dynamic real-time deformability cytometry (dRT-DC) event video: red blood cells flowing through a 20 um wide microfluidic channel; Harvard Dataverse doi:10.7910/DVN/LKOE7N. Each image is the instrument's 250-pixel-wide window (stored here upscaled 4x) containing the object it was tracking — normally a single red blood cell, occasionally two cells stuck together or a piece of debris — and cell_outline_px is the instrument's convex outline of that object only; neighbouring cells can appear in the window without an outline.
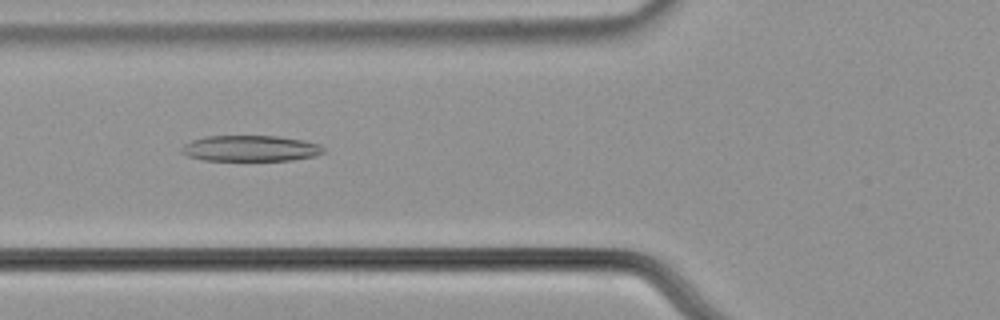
{"species": "common noctule bat (a hibernating species)", "species_latin": "Nyctalus noctula", "temperature_condition": "cold", "stored_images_in_passage": 40, "camera_frame_rate_fps": 3000, "um_per_image_px": 0.085, "animal": {"sex": "male", "body_mass_g": 21.5, "forearm_length_mm": 52.0}, "frame": {"image": 1, "passage_image": 6, "time_ms": 1.667, "image_size_px": [1000, 320], "cell_outline_px": [[324, 152], [316, 156], [292, 160], [204, 160], [188, 156], [180, 152], [180, 148], [184, 144], [192, 140], [204, 136], [280, 136], [304, 140], [320, 144], [324, 148]], "centroid_in_image_um": [21.3, 12.61], "position_along_channel_um": 104.5, "area_um2": 21.56}}
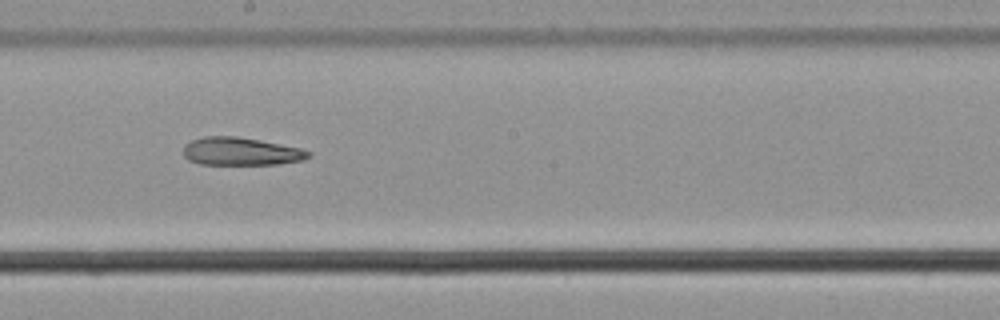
{"frame": {"image": 2, "passage_image": 16, "time_ms": 5.0, "image_size_px": [1000, 320], "cell_outline_px": [[312, 156], [304, 160], [276, 164], [200, 164], [188, 160], [184, 156], [184, 144], [192, 140], [204, 136], [236, 136], [260, 140], [300, 148], [312, 152]], "centroid_in_image_um": [20.48, 12.87], "position_along_channel_um": 227.7, "area_um2": 20.4}}
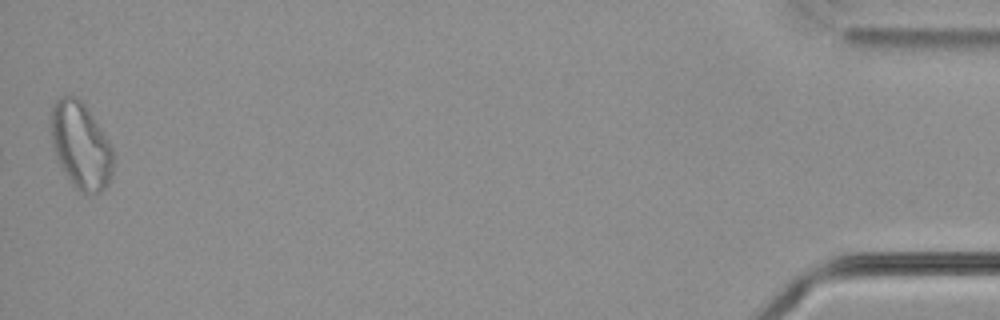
{"frame": {"image": 3, "passage_image": 40, "time_ms": 13.0, "image_size_px": [1000, 320], "cell_outline_px": [[112, 176], [108, 184], [100, 192], [88, 196], [80, 192], [72, 184], [60, 164], [56, 156], [52, 144], [48, 116], [52, 104], [60, 96], [76, 96], [84, 104], [108, 140], [112, 148]], "centroid_in_image_um": [6.82, 12.37], "position_along_channel_um": 428.4, "area_um2": 31.62}, "authors_computed_cell_mechanics": {"area_um2": 22.1663, "velocity_mm_per_s": 3.6951, "shape_relaxation_time_tau1_ms": null, "shape_relaxation_time_tau2_ms": 3.1696, "deformation_change_tau1": null, "deformation_change_tau2": 0.122}}